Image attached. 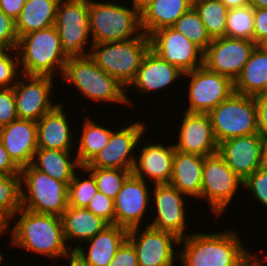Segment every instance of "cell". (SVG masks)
Instances as JSON below:
<instances>
[{"mask_svg": "<svg viewBox=\"0 0 267 266\" xmlns=\"http://www.w3.org/2000/svg\"><path fill=\"white\" fill-rule=\"evenodd\" d=\"M16 216L19 219L16 220ZM12 220H15V225L9 231L12 248L25 249L58 260L71 249L64 238L61 216L38 214L21 208Z\"/></svg>", "mask_w": 267, "mask_h": 266, "instance_id": "cell-1", "label": "cell"}, {"mask_svg": "<svg viewBox=\"0 0 267 266\" xmlns=\"http://www.w3.org/2000/svg\"><path fill=\"white\" fill-rule=\"evenodd\" d=\"M235 230L214 233L190 232L179 239L183 266H237L249 253Z\"/></svg>", "mask_w": 267, "mask_h": 266, "instance_id": "cell-2", "label": "cell"}, {"mask_svg": "<svg viewBox=\"0 0 267 266\" xmlns=\"http://www.w3.org/2000/svg\"><path fill=\"white\" fill-rule=\"evenodd\" d=\"M63 81L71 83L85 99L92 102L117 103L131 106L128 91L112 76L97 66L89 56L69 58L62 76ZM129 98V99H128Z\"/></svg>", "mask_w": 267, "mask_h": 266, "instance_id": "cell-3", "label": "cell"}, {"mask_svg": "<svg viewBox=\"0 0 267 266\" xmlns=\"http://www.w3.org/2000/svg\"><path fill=\"white\" fill-rule=\"evenodd\" d=\"M16 51L21 74L25 75L62 76L68 59L62 52L55 25L19 37Z\"/></svg>", "mask_w": 267, "mask_h": 266, "instance_id": "cell-4", "label": "cell"}, {"mask_svg": "<svg viewBox=\"0 0 267 266\" xmlns=\"http://www.w3.org/2000/svg\"><path fill=\"white\" fill-rule=\"evenodd\" d=\"M117 3L114 0H88L90 42L93 44L126 41L143 33L140 11L133 4L132 7H126Z\"/></svg>", "mask_w": 267, "mask_h": 266, "instance_id": "cell-5", "label": "cell"}, {"mask_svg": "<svg viewBox=\"0 0 267 266\" xmlns=\"http://www.w3.org/2000/svg\"><path fill=\"white\" fill-rule=\"evenodd\" d=\"M149 49V36L142 33L126 41L93 44L89 56L127 90L135 80L141 61Z\"/></svg>", "mask_w": 267, "mask_h": 266, "instance_id": "cell-6", "label": "cell"}, {"mask_svg": "<svg viewBox=\"0 0 267 266\" xmlns=\"http://www.w3.org/2000/svg\"><path fill=\"white\" fill-rule=\"evenodd\" d=\"M21 208L61 216L68 208V185L35 169L31 164L20 171Z\"/></svg>", "mask_w": 267, "mask_h": 266, "instance_id": "cell-7", "label": "cell"}, {"mask_svg": "<svg viewBox=\"0 0 267 266\" xmlns=\"http://www.w3.org/2000/svg\"><path fill=\"white\" fill-rule=\"evenodd\" d=\"M208 115L218 144L233 137L259 133L255 96L234 92Z\"/></svg>", "mask_w": 267, "mask_h": 266, "instance_id": "cell-8", "label": "cell"}, {"mask_svg": "<svg viewBox=\"0 0 267 266\" xmlns=\"http://www.w3.org/2000/svg\"><path fill=\"white\" fill-rule=\"evenodd\" d=\"M55 27L62 52L68 59L90 54L93 43H87L91 38L88 0H60ZM86 44L90 45L88 51Z\"/></svg>", "mask_w": 267, "mask_h": 266, "instance_id": "cell-9", "label": "cell"}, {"mask_svg": "<svg viewBox=\"0 0 267 266\" xmlns=\"http://www.w3.org/2000/svg\"><path fill=\"white\" fill-rule=\"evenodd\" d=\"M240 186L243 180L218 153L204 157L200 200L208 202L211 213L217 218L225 213Z\"/></svg>", "mask_w": 267, "mask_h": 266, "instance_id": "cell-10", "label": "cell"}, {"mask_svg": "<svg viewBox=\"0 0 267 266\" xmlns=\"http://www.w3.org/2000/svg\"><path fill=\"white\" fill-rule=\"evenodd\" d=\"M183 76L189 79L186 112L209 113L235 92L230 78L210 71L204 65Z\"/></svg>", "mask_w": 267, "mask_h": 266, "instance_id": "cell-11", "label": "cell"}, {"mask_svg": "<svg viewBox=\"0 0 267 266\" xmlns=\"http://www.w3.org/2000/svg\"><path fill=\"white\" fill-rule=\"evenodd\" d=\"M128 230L127 240L133 245L139 266H174L179 238L169 231L149 225ZM176 245V246H175Z\"/></svg>", "mask_w": 267, "mask_h": 266, "instance_id": "cell-12", "label": "cell"}, {"mask_svg": "<svg viewBox=\"0 0 267 266\" xmlns=\"http://www.w3.org/2000/svg\"><path fill=\"white\" fill-rule=\"evenodd\" d=\"M146 126L143 122L135 121L130 125L112 129L109 142L94 157V159L85 168H112L130 170L132 172L135 163V151L141 145ZM143 137V138H142ZM134 153V154H133Z\"/></svg>", "mask_w": 267, "mask_h": 266, "instance_id": "cell-13", "label": "cell"}, {"mask_svg": "<svg viewBox=\"0 0 267 266\" xmlns=\"http://www.w3.org/2000/svg\"><path fill=\"white\" fill-rule=\"evenodd\" d=\"M53 79L50 76L20 75L12 87L18 119L37 122L59 104L53 103L50 96L54 90Z\"/></svg>", "mask_w": 267, "mask_h": 266, "instance_id": "cell-14", "label": "cell"}, {"mask_svg": "<svg viewBox=\"0 0 267 266\" xmlns=\"http://www.w3.org/2000/svg\"><path fill=\"white\" fill-rule=\"evenodd\" d=\"M150 50L183 73L202 67L204 51L173 27L162 28L149 35Z\"/></svg>", "mask_w": 267, "mask_h": 266, "instance_id": "cell-15", "label": "cell"}, {"mask_svg": "<svg viewBox=\"0 0 267 266\" xmlns=\"http://www.w3.org/2000/svg\"><path fill=\"white\" fill-rule=\"evenodd\" d=\"M256 44L248 39L220 37L212 39L204 51V66L230 78L233 82L241 74Z\"/></svg>", "mask_w": 267, "mask_h": 266, "instance_id": "cell-16", "label": "cell"}, {"mask_svg": "<svg viewBox=\"0 0 267 266\" xmlns=\"http://www.w3.org/2000/svg\"><path fill=\"white\" fill-rule=\"evenodd\" d=\"M153 187L151 203L154 205H151L155 208L156 214L148 225L155 229L172 232L179 239L186 237L190 234L185 231L187 228L185 207L188 206L185 202L188 196L169 184H154Z\"/></svg>", "mask_w": 267, "mask_h": 266, "instance_id": "cell-17", "label": "cell"}, {"mask_svg": "<svg viewBox=\"0 0 267 266\" xmlns=\"http://www.w3.org/2000/svg\"><path fill=\"white\" fill-rule=\"evenodd\" d=\"M150 190L146 181L131 174L114 199V224L128 230L141 226L151 208Z\"/></svg>", "mask_w": 267, "mask_h": 266, "instance_id": "cell-18", "label": "cell"}, {"mask_svg": "<svg viewBox=\"0 0 267 266\" xmlns=\"http://www.w3.org/2000/svg\"><path fill=\"white\" fill-rule=\"evenodd\" d=\"M218 154L244 181L263 166L264 137L256 133L224 140L218 144Z\"/></svg>", "mask_w": 267, "mask_h": 266, "instance_id": "cell-19", "label": "cell"}, {"mask_svg": "<svg viewBox=\"0 0 267 266\" xmlns=\"http://www.w3.org/2000/svg\"><path fill=\"white\" fill-rule=\"evenodd\" d=\"M182 114L184 116L177 133L179 139L173 143L175 150L203 157L218 153V142L208 113L185 111Z\"/></svg>", "mask_w": 267, "mask_h": 266, "instance_id": "cell-20", "label": "cell"}, {"mask_svg": "<svg viewBox=\"0 0 267 266\" xmlns=\"http://www.w3.org/2000/svg\"><path fill=\"white\" fill-rule=\"evenodd\" d=\"M174 144L168 146L161 142L144 144L139 156L135 157L132 174L153 184H168L172 175Z\"/></svg>", "mask_w": 267, "mask_h": 266, "instance_id": "cell-21", "label": "cell"}, {"mask_svg": "<svg viewBox=\"0 0 267 266\" xmlns=\"http://www.w3.org/2000/svg\"><path fill=\"white\" fill-rule=\"evenodd\" d=\"M0 141L20 169L30 165L38 148L37 122L17 119L1 127Z\"/></svg>", "mask_w": 267, "mask_h": 266, "instance_id": "cell-22", "label": "cell"}, {"mask_svg": "<svg viewBox=\"0 0 267 266\" xmlns=\"http://www.w3.org/2000/svg\"><path fill=\"white\" fill-rule=\"evenodd\" d=\"M183 75L184 73L177 66L164 61L149 49L141 61L135 80L129 87L140 94L147 95L161 89L162 91L165 88L170 89V85L181 80V77L183 79Z\"/></svg>", "mask_w": 267, "mask_h": 266, "instance_id": "cell-23", "label": "cell"}, {"mask_svg": "<svg viewBox=\"0 0 267 266\" xmlns=\"http://www.w3.org/2000/svg\"><path fill=\"white\" fill-rule=\"evenodd\" d=\"M59 103L51 112L44 114L37 121L38 148L71 151L74 149V135L69 126V117Z\"/></svg>", "mask_w": 267, "mask_h": 266, "instance_id": "cell-24", "label": "cell"}, {"mask_svg": "<svg viewBox=\"0 0 267 266\" xmlns=\"http://www.w3.org/2000/svg\"><path fill=\"white\" fill-rule=\"evenodd\" d=\"M128 229L116 224H109L91 239L85 241L88 250L81 244L76 250L90 266H108L118 248L127 239ZM87 250V252L85 251Z\"/></svg>", "mask_w": 267, "mask_h": 266, "instance_id": "cell-25", "label": "cell"}, {"mask_svg": "<svg viewBox=\"0 0 267 266\" xmlns=\"http://www.w3.org/2000/svg\"><path fill=\"white\" fill-rule=\"evenodd\" d=\"M204 157L175 150L169 185L188 197L200 199Z\"/></svg>", "mask_w": 267, "mask_h": 266, "instance_id": "cell-26", "label": "cell"}, {"mask_svg": "<svg viewBox=\"0 0 267 266\" xmlns=\"http://www.w3.org/2000/svg\"><path fill=\"white\" fill-rule=\"evenodd\" d=\"M64 238L67 242L74 244L71 249H76L81 243L91 239L97 233L102 231L109 224L102 218L96 216L93 212L87 208H74L68 206V208L61 215ZM80 243V244H79Z\"/></svg>", "mask_w": 267, "mask_h": 266, "instance_id": "cell-27", "label": "cell"}, {"mask_svg": "<svg viewBox=\"0 0 267 266\" xmlns=\"http://www.w3.org/2000/svg\"><path fill=\"white\" fill-rule=\"evenodd\" d=\"M193 6V0H153L141 11V29L149 36L152 32L173 27L176 21Z\"/></svg>", "mask_w": 267, "mask_h": 266, "instance_id": "cell-28", "label": "cell"}, {"mask_svg": "<svg viewBox=\"0 0 267 266\" xmlns=\"http://www.w3.org/2000/svg\"><path fill=\"white\" fill-rule=\"evenodd\" d=\"M235 93L257 96L267 92V49L256 45L241 74L234 81Z\"/></svg>", "mask_w": 267, "mask_h": 266, "instance_id": "cell-29", "label": "cell"}, {"mask_svg": "<svg viewBox=\"0 0 267 266\" xmlns=\"http://www.w3.org/2000/svg\"><path fill=\"white\" fill-rule=\"evenodd\" d=\"M72 152L37 148L31 165L53 179L68 185L74 178L76 170H80L82 167L76 155L71 156Z\"/></svg>", "mask_w": 267, "mask_h": 266, "instance_id": "cell-30", "label": "cell"}, {"mask_svg": "<svg viewBox=\"0 0 267 266\" xmlns=\"http://www.w3.org/2000/svg\"><path fill=\"white\" fill-rule=\"evenodd\" d=\"M60 0H26L15 20L18 38L55 25Z\"/></svg>", "mask_w": 267, "mask_h": 266, "instance_id": "cell-31", "label": "cell"}, {"mask_svg": "<svg viewBox=\"0 0 267 266\" xmlns=\"http://www.w3.org/2000/svg\"><path fill=\"white\" fill-rule=\"evenodd\" d=\"M83 122L82 133L80 132V139L77 143L78 148L75 153L82 167L88 165L106 146L112 134L111 128L108 129L104 125L94 122L89 116Z\"/></svg>", "mask_w": 267, "mask_h": 266, "instance_id": "cell-32", "label": "cell"}, {"mask_svg": "<svg viewBox=\"0 0 267 266\" xmlns=\"http://www.w3.org/2000/svg\"><path fill=\"white\" fill-rule=\"evenodd\" d=\"M193 7L211 39L225 36L228 9L220 0H193Z\"/></svg>", "mask_w": 267, "mask_h": 266, "instance_id": "cell-33", "label": "cell"}, {"mask_svg": "<svg viewBox=\"0 0 267 266\" xmlns=\"http://www.w3.org/2000/svg\"><path fill=\"white\" fill-rule=\"evenodd\" d=\"M173 28L199 46L203 51L207 49L212 41L198 12L193 6L179 17Z\"/></svg>", "mask_w": 267, "mask_h": 266, "instance_id": "cell-34", "label": "cell"}, {"mask_svg": "<svg viewBox=\"0 0 267 266\" xmlns=\"http://www.w3.org/2000/svg\"><path fill=\"white\" fill-rule=\"evenodd\" d=\"M254 8L250 5L229 9L227 13L226 37L253 41Z\"/></svg>", "mask_w": 267, "mask_h": 266, "instance_id": "cell-35", "label": "cell"}, {"mask_svg": "<svg viewBox=\"0 0 267 266\" xmlns=\"http://www.w3.org/2000/svg\"><path fill=\"white\" fill-rule=\"evenodd\" d=\"M80 170L88 173L87 178L82 174L84 179H81V176L79 178V174L76 172L68 184V206L74 208H86L98 191L94 176L85 167H81Z\"/></svg>", "mask_w": 267, "mask_h": 266, "instance_id": "cell-36", "label": "cell"}, {"mask_svg": "<svg viewBox=\"0 0 267 266\" xmlns=\"http://www.w3.org/2000/svg\"><path fill=\"white\" fill-rule=\"evenodd\" d=\"M95 178L98 191L116 198L125 180L132 174L130 170L112 168H86Z\"/></svg>", "mask_w": 267, "mask_h": 266, "instance_id": "cell-37", "label": "cell"}, {"mask_svg": "<svg viewBox=\"0 0 267 266\" xmlns=\"http://www.w3.org/2000/svg\"><path fill=\"white\" fill-rule=\"evenodd\" d=\"M0 207L12 217L21 209L20 175L0 173Z\"/></svg>", "mask_w": 267, "mask_h": 266, "instance_id": "cell-38", "label": "cell"}, {"mask_svg": "<svg viewBox=\"0 0 267 266\" xmlns=\"http://www.w3.org/2000/svg\"><path fill=\"white\" fill-rule=\"evenodd\" d=\"M20 75L19 58L16 49L5 50L0 55V88L13 87Z\"/></svg>", "mask_w": 267, "mask_h": 266, "instance_id": "cell-39", "label": "cell"}, {"mask_svg": "<svg viewBox=\"0 0 267 266\" xmlns=\"http://www.w3.org/2000/svg\"><path fill=\"white\" fill-rule=\"evenodd\" d=\"M243 187L252 197L267 208V167L261 166L243 181Z\"/></svg>", "mask_w": 267, "mask_h": 266, "instance_id": "cell-40", "label": "cell"}, {"mask_svg": "<svg viewBox=\"0 0 267 266\" xmlns=\"http://www.w3.org/2000/svg\"><path fill=\"white\" fill-rule=\"evenodd\" d=\"M86 208L108 224H114V200L102 192L97 191Z\"/></svg>", "mask_w": 267, "mask_h": 266, "instance_id": "cell-41", "label": "cell"}, {"mask_svg": "<svg viewBox=\"0 0 267 266\" xmlns=\"http://www.w3.org/2000/svg\"><path fill=\"white\" fill-rule=\"evenodd\" d=\"M18 119L13 88H0V128Z\"/></svg>", "mask_w": 267, "mask_h": 266, "instance_id": "cell-42", "label": "cell"}, {"mask_svg": "<svg viewBox=\"0 0 267 266\" xmlns=\"http://www.w3.org/2000/svg\"><path fill=\"white\" fill-rule=\"evenodd\" d=\"M17 44L15 21L0 10V47L5 50L16 49Z\"/></svg>", "mask_w": 267, "mask_h": 266, "instance_id": "cell-43", "label": "cell"}, {"mask_svg": "<svg viewBox=\"0 0 267 266\" xmlns=\"http://www.w3.org/2000/svg\"><path fill=\"white\" fill-rule=\"evenodd\" d=\"M108 266H139L136 251L127 239L118 248Z\"/></svg>", "mask_w": 267, "mask_h": 266, "instance_id": "cell-44", "label": "cell"}, {"mask_svg": "<svg viewBox=\"0 0 267 266\" xmlns=\"http://www.w3.org/2000/svg\"><path fill=\"white\" fill-rule=\"evenodd\" d=\"M253 42L256 45H263L267 42V9H254V31Z\"/></svg>", "mask_w": 267, "mask_h": 266, "instance_id": "cell-45", "label": "cell"}, {"mask_svg": "<svg viewBox=\"0 0 267 266\" xmlns=\"http://www.w3.org/2000/svg\"><path fill=\"white\" fill-rule=\"evenodd\" d=\"M257 103V120L259 133L267 136V92L255 96Z\"/></svg>", "mask_w": 267, "mask_h": 266, "instance_id": "cell-46", "label": "cell"}, {"mask_svg": "<svg viewBox=\"0 0 267 266\" xmlns=\"http://www.w3.org/2000/svg\"><path fill=\"white\" fill-rule=\"evenodd\" d=\"M21 169L10 158L0 141V173L3 175H20Z\"/></svg>", "mask_w": 267, "mask_h": 266, "instance_id": "cell-47", "label": "cell"}, {"mask_svg": "<svg viewBox=\"0 0 267 266\" xmlns=\"http://www.w3.org/2000/svg\"><path fill=\"white\" fill-rule=\"evenodd\" d=\"M25 2L26 0H0V10L15 21Z\"/></svg>", "mask_w": 267, "mask_h": 266, "instance_id": "cell-48", "label": "cell"}, {"mask_svg": "<svg viewBox=\"0 0 267 266\" xmlns=\"http://www.w3.org/2000/svg\"><path fill=\"white\" fill-rule=\"evenodd\" d=\"M68 266H90L76 249H70L64 256Z\"/></svg>", "mask_w": 267, "mask_h": 266, "instance_id": "cell-49", "label": "cell"}, {"mask_svg": "<svg viewBox=\"0 0 267 266\" xmlns=\"http://www.w3.org/2000/svg\"><path fill=\"white\" fill-rule=\"evenodd\" d=\"M11 222V223H9ZM12 216L5 211L3 208L0 207V235H5V232H8L11 228L10 224H12ZM7 230V231H6ZM0 236V237H1Z\"/></svg>", "mask_w": 267, "mask_h": 266, "instance_id": "cell-50", "label": "cell"}, {"mask_svg": "<svg viewBox=\"0 0 267 266\" xmlns=\"http://www.w3.org/2000/svg\"><path fill=\"white\" fill-rule=\"evenodd\" d=\"M254 253H248L245 258L237 266H265V263L262 264L266 259L257 258V255ZM261 259V260H260Z\"/></svg>", "mask_w": 267, "mask_h": 266, "instance_id": "cell-51", "label": "cell"}, {"mask_svg": "<svg viewBox=\"0 0 267 266\" xmlns=\"http://www.w3.org/2000/svg\"><path fill=\"white\" fill-rule=\"evenodd\" d=\"M220 1L226 6L228 10L250 5L249 0H220Z\"/></svg>", "mask_w": 267, "mask_h": 266, "instance_id": "cell-52", "label": "cell"}, {"mask_svg": "<svg viewBox=\"0 0 267 266\" xmlns=\"http://www.w3.org/2000/svg\"><path fill=\"white\" fill-rule=\"evenodd\" d=\"M249 4L252 8H265L267 9V0H249Z\"/></svg>", "mask_w": 267, "mask_h": 266, "instance_id": "cell-53", "label": "cell"}, {"mask_svg": "<svg viewBox=\"0 0 267 266\" xmlns=\"http://www.w3.org/2000/svg\"><path fill=\"white\" fill-rule=\"evenodd\" d=\"M153 0H132V3L139 11H141L146 5Z\"/></svg>", "mask_w": 267, "mask_h": 266, "instance_id": "cell-54", "label": "cell"}, {"mask_svg": "<svg viewBox=\"0 0 267 266\" xmlns=\"http://www.w3.org/2000/svg\"><path fill=\"white\" fill-rule=\"evenodd\" d=\"M263 165L267 167V136H264Z\"/></svg>", "mask_w": 267, "mask_h": 266, "instance_id": "cell-55", "label": "cell"}, {"mask_svg": "<svg viewBox=\"0 0 267 266\" xmlns=\"http://www.w3.org/2000/svg\"><path fill=\"white\" fill-rule=\"evenodd\" d=\"M3 258H4L3 254L0 253V266H2L3 264V260H4Z\"/></svg>", "mask_w": 267, "mask_h": 266, "instance_id": "cell-56", "label": "cell"}, {"mask_svg": "<svg viewBox=\"0 0 267 266\" xmlns=\"http://www.w3.org/2000/svg\"><path fill=\"white\" fill-rule=\"evenodd\" d=\"M5 51L2 47H0V55Z\"/></svg>", "mask_w": 267, "mask_h": 266, "instance_id": "cell-57", "label": "cell"}, {"mask_svg": "<svg viewBox=\"0 0 267 266\" xmlns=\"http://www.w3.org/2000/svg\"><path fill=\"white\" fill-rule=\"evenodd\" d=\"M263 46L267 49V42L263 44Z\"/></svg>", "mask_w": 267, "mask_h": 266, "instance_id": "cell-58", "label": "cell"}]
</instances>
